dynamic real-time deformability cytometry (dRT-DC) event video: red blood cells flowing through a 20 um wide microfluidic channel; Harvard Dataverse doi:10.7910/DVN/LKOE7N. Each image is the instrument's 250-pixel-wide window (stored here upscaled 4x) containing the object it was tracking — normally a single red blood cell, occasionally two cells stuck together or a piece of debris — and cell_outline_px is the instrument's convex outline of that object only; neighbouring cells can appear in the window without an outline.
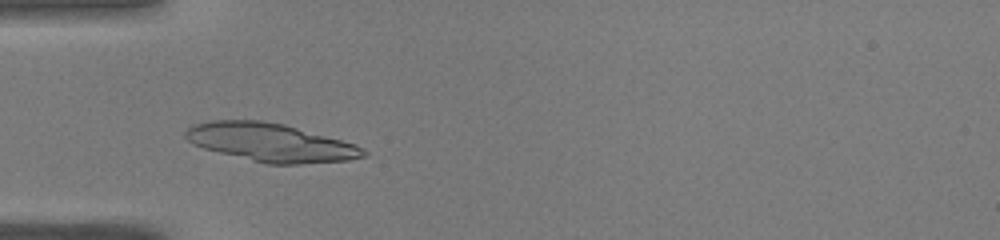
{"species": "common noctule bat (a hibernating species)", "species_latin": "Nyctalus noctula", "temperature_condition": "warm", "stored_images_in_passage": 44, "camera_frame_rate_fps": 3000, "um_per_image_px": 0.085, "animal": {"sex": "male", "body_mass_g": 19.0, "forearm_length_mm": 50.8}, "frame": {"image": 1, "passage_image": 10, "time_ms": 3.0, "image_size_px": [1000, 240], "cell_outline_px": [[368, 156], [348, 160], [300, 164], [264, 164], [204, 148], [192, 144], [184, 136], [184, 132], [192, 124], [212, 120], [260, 120], [284, 124], [356, 144], [368, 152]], "centroid_in_image_um": [23.0, 12.11], "position_along_channel_um": 62.0, "area_um2": 39.71}}
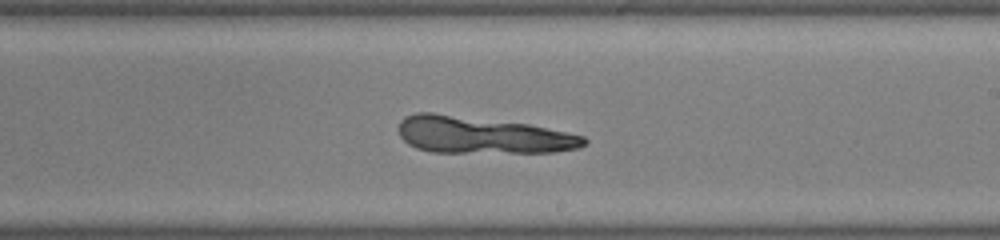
{"frame": {"image": 2, "passage_image": 24, "time_ms": 7.667, "image_size_px": [1000, 240], "cell_outline_px": [[588, 144], [580, 148], [552, 152], [432, 152], [416, 148], [408, 144], [400, 136], [396, 128], [400, 120], [404, 116], [416, 112], [432, 112], [528, 124], [584, 136], [588, 140]], "centroid_in_image_um": [40.93, 11.48], "position_along_channel_um": 248.1, "area_um2": 40.0}}
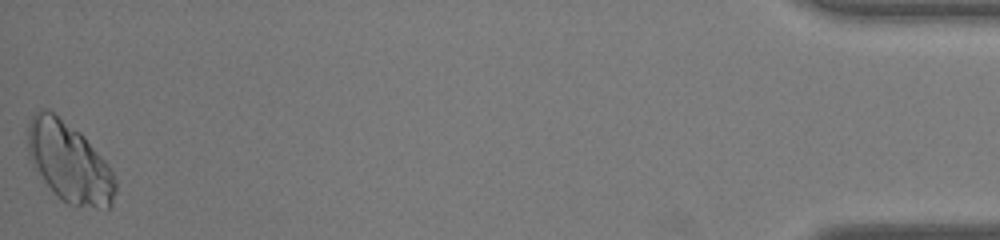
{"frame": {"image": 3, "passage_image": 44, "time_ms": 14.333, "image_size_px": [1000, 240], "cell_outline_px": [[116, 188], [112, 204], [108, 208], [96, 208], [68, 204], [56, 196], [32, 164], [28, 156], [28, 120], [40, 108], [48, 108], [80, 132], [84, 136], [104, 160], [112, 172], [116, 180]], "centroid_in_image_um": [5.86, 13.78], "position_along_channel_um": 429.3, "area_um2": 40.69}}